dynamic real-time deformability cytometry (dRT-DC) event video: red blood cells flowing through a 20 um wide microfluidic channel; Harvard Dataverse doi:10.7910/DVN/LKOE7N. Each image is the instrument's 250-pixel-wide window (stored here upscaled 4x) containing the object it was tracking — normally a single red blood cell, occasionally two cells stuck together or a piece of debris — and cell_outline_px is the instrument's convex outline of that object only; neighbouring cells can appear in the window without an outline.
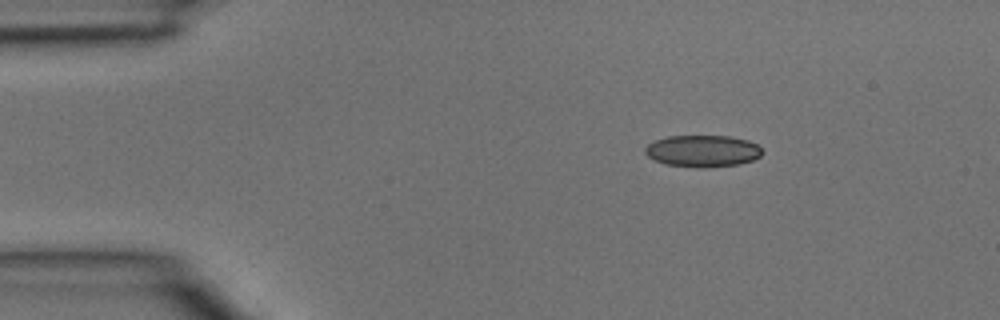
{"species": "common noctule bat (a hibernating species)", "species_latin": "Nyctalus noctula", "temperature_condition": "room temperature", "stored_images_in_passage": 4, "segment_of_instrument_passage": [2, 2], "camera_frame_rate_fps": 3000, "um_per_image_px": 0.085, "animal": {"sex": "male", "body_mass_g": 15.6}, "frame": {"image": 1, "passage_image": 4, "time_ms": 1.0, "image_size_px": [1000, 320], "cell_outline_px": [[764, 152], [760, 156], [752, 160], [740, 164], [704, 168], [700, 168], [664, 164], [648, 156], [644, 152], [644, 148], [648, 144], [656, 140], [668, 136], [728, 136], [748, 140], [756, 144]], "centroid_in_image_um": [59.73, 12.84], "position_along_channel_um": 25.3, "area_um2": 21.73}}